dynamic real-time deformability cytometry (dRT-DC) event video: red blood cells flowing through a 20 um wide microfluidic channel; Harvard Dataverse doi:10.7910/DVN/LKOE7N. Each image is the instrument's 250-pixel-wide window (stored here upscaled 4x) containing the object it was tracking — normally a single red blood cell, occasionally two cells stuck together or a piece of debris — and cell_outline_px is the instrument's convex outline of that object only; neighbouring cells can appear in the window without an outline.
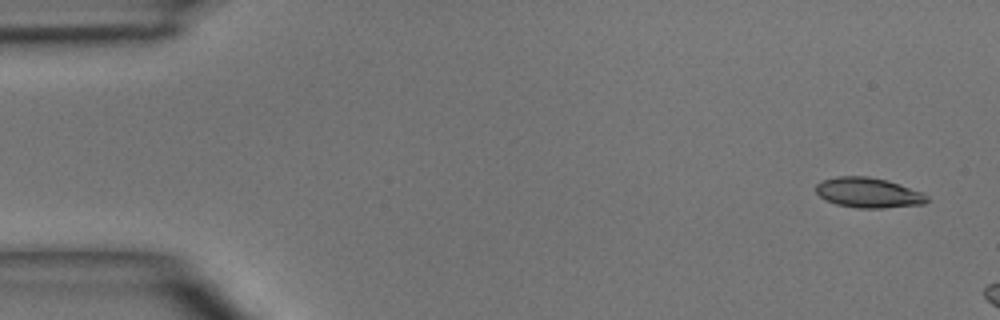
{"species": "common noctule bat (a hibernating species)", "species_latin": "Nyctalus noctula", "temperature_condition": "room temperature", "stored_images_in_passage": 4, "camera_frame_rate_fps": 3000, "um_per_image_px": 0.085, "animal": {"sex": "male", "body_mass_g": 15.6}, "frame": {"image": 1, "passage_image": 1, "time_ms": 0.0, "image_size_px": [1000, 320], "cell_outline_px": [[928, 200], [924, 204], [884, 208], [856, 208], [836, 204], [820, 196], [816, 192], [816, 184], [820, 180], [836, 176], [868, 176], [888, 180], [920, 192], [928, 196]], "centroid_in_image_um": [73.78, 16.37], "position_along_channel_um": 11.2, "area_um2": 19.48}}